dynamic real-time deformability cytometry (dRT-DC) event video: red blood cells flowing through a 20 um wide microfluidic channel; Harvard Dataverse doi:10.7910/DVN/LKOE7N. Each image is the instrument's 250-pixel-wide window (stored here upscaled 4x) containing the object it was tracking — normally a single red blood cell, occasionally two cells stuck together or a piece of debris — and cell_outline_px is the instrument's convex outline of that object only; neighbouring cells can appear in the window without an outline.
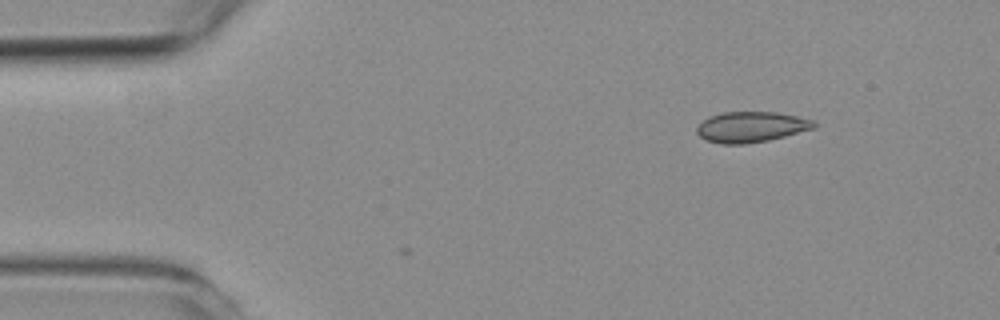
{"species": "common noctule bat (a hibernating species)", "species_latin": "Nyctalus noctula", "temperature_condition": "room temperature", "stored_images_in_passage": 3, "camera_frame_rate_fps": 3000, "um_per_image_px": 0.085, "animal": {"sex": "female", "body_mass_g": 19.3, "forearm_length_mm": 54.1}, "frame": {"image": 1, "passage_image": 1, "time_ms": 0.0, "image_size_px": [1000, 320], "cell_outline_px": [[816, 128], [768, 140], [744, 144], [720, 144], [704, 140], [696, 132], [696, 128], [708, 116], [724, 112], [776, 112], [796, 116], [812, 120], [816, 124]], "centroid_in_image_um": [63.82, 10.79], "position_along_channel_um": 21.2, "area_um2": 20.87}}